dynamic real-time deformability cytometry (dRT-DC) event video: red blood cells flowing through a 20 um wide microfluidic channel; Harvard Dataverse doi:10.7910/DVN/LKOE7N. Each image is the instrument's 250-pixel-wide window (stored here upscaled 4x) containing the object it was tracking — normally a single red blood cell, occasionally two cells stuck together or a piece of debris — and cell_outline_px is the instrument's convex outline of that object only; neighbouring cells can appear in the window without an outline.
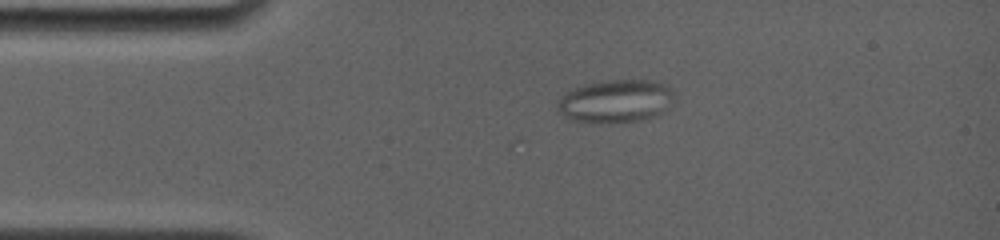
{"species": "common noctule bat (a hibernating species)", "species_latin": "Nyctalus noctula", "temperature_condition": "room temperature", "stored_images_in_passage": 8, "camera_frame_rate_fps": 4000, "um_per_image_px": 0.085, "animal": {"sex": "female", "body_mass_g": 19.0, "forearm_length_mm": 56.7}, "frame": {"image": 1, "passage_image": 2, "time_ms": 0.25, "image_size_px": [1000, 240], "cell_outline_px": [[672, 96], [664, 112], [648, 120], [568, 120], [556, 108], [556, 100], [568, 92], [584, 84], [608, 80], [652, 80], [668, 84], [672, 88]], "centroid_in_image_um": [52.35, 8.55], "position_along_channel_um": 32.7, "area_um2": 28.55}}
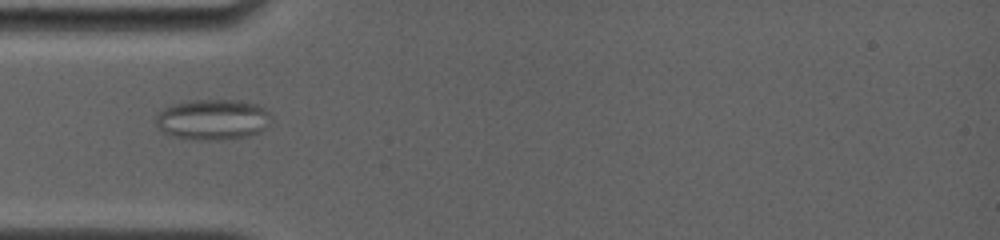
{"frame": {"image": 2, "passage_image": 6, "time_ms": 2.25, "image_size_px": [1000, 240], "cell_outline_px": [[272, 120], [260, 132], [248, 136], [220, 140], [196, 140], [172, 136], [160, 132], [156, 124], [156, 116], [164, 108], [172, 104], [188, 100], [244, 100], [256, 104], [264, 108], [268, 112]], "centroid_in_image_um": [18.07, 10.16], "position_along_channel_um": 66.9, "area_um2": 27.63}}